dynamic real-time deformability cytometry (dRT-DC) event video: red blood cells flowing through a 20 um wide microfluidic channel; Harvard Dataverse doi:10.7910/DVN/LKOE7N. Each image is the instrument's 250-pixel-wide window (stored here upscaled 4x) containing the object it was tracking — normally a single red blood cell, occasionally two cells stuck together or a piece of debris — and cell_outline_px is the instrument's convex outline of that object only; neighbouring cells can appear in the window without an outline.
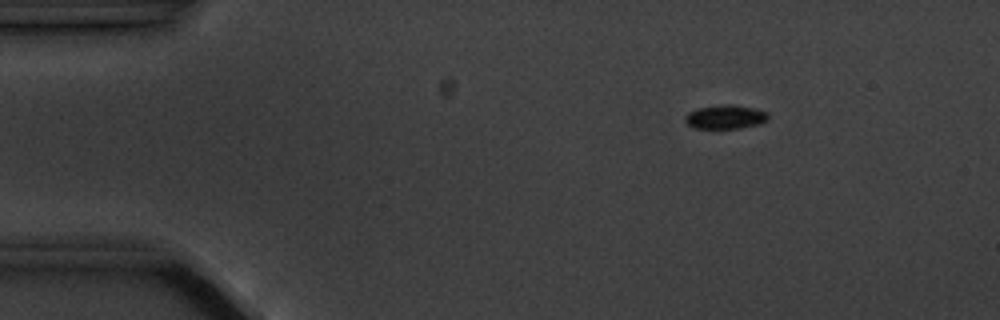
{"species": "common noctule bat (a hibernating species)", "species_latin": "Nyctalus noctula", "temperature_condition": "cold", "stored_images_in_passage": 10, "camera_frame_rate_fps": 3000, "um_per_image_px": 0.085, "animal": {"sex": "male", "body_mass_g": 20.1, "forearm_length_mm": 53.5}, "frame": {"image": 1, "passage_image": 2, "time_ms": 1.333, "image_size_px": [1000, 320], "cell_outline_px": [[768, 120], [760, 124], [740, 128], [692, 128], [684, 120], [684, 116], [688, 112], [696, 108], [724, 104], [732, 104], [756, 108], [768, 112]], "centroid_in_image_um": [61.66, 9.93], "position_along_channel_um": 23.3, "area_um2": 11.79}}